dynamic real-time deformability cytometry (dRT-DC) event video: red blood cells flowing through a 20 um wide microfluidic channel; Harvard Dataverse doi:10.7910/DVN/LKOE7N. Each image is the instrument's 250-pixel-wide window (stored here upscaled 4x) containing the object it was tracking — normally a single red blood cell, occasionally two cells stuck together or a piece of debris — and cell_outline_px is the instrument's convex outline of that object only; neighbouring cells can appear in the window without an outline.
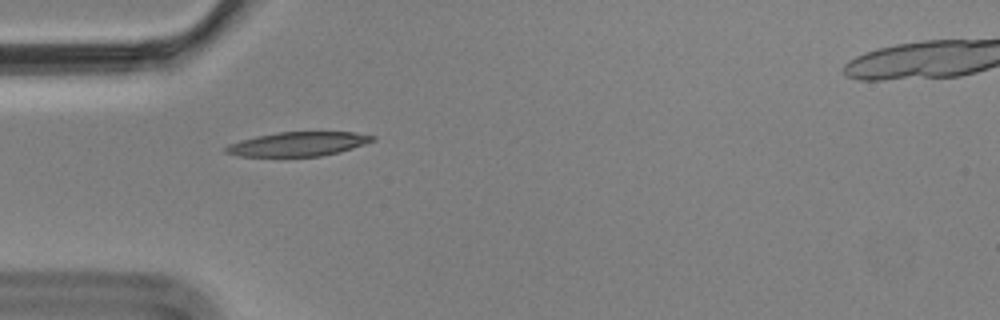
{"species": "Egyptian fruit bat (a non-hibernating species)", "species_latin": "Rousettus aegyptiacus", "temperature_condition": "cold", "stored_images_in_passage": 3, "camera_frame_rate_fps": 3000, "um_per_image_px": 0.085, "animal": {"sex": "male"}, "frame": {"image": 1, "passage_image": 1, "time_ms": 0.0, "image_size_px": [1000, 320], "cell_outline_px": [[376, 140], [340, 152], [320, 156], [240, 156], [224, 152], [224, 148], [228, 144], [240, 140], [256, 136], [276, 132], [352, 132], [376, 136]], "centroid_in_image_um": [25.33, 12.23], "position_along_channel_um": 59.7, "area_um2": 20.63}}
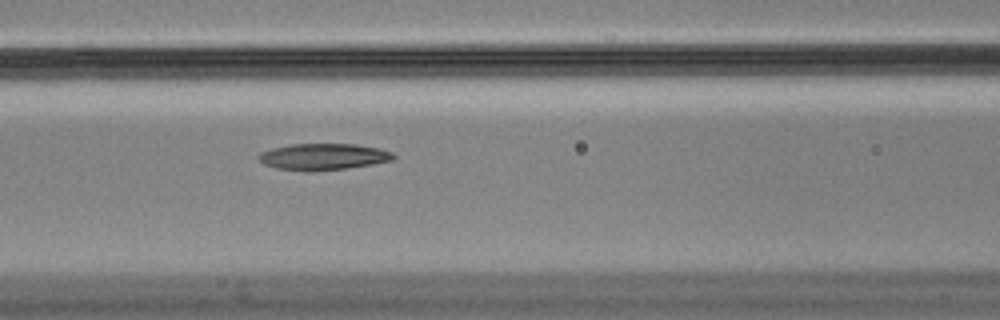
{"frame": {"image": 2, "passage_image": 3, "time_ms": 0.667, "image_size_px": [1000, 320], "cell_outline_px": [[396, 156], [392, 160], [372, 164], [348, 168], [308, 172], [276, 168], [264, 164], [256, 156], [260, 152], [272, 148], [288, 144], [356, 144], [380, 148], [392, 152]], "centroid_in_image_um": [27.46, 13.32], "position_along_channel_um": 139.1, "area_um2": 20.98}}